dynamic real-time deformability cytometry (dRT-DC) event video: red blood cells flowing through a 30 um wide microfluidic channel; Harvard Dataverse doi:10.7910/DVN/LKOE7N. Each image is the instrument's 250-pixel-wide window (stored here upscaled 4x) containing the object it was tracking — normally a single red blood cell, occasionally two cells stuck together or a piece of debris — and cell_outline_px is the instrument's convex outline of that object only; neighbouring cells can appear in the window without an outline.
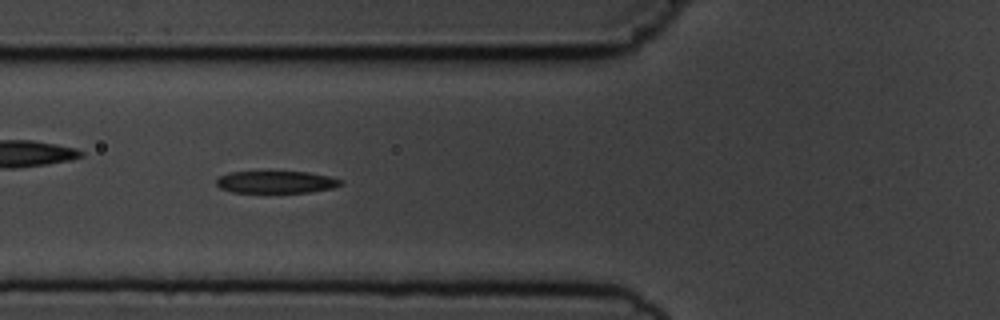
{"species": "common noctule bat (a hibernating species)", "species_latin": "Nyctalus noctula", "temperature_condition": "cold", "stored_images_in_passage": 7, "camera_frame_rate_fps": 3000, "um_per_image_px": 0.085, "animal": {"sex": "male", "body_mass_g": 19.5, "forearm_length_mm": 54.6}, "frame": {"image": 1, "passage_image": 7, "time_ms": 7.0, "image_size_px": [1000, 320], "cell_outline_px": [[344, 184], [332, 188], [308, 192], [232, 192], [220, 188], [216, 184], [216, 180], [220, 176], [228, 172], [308, 172], [328, 176], [344, 180]], "centroid_in_image_um": [23.49, 15.47], "position_along_channel_um": 102.3, "area_um2": 16.01}}